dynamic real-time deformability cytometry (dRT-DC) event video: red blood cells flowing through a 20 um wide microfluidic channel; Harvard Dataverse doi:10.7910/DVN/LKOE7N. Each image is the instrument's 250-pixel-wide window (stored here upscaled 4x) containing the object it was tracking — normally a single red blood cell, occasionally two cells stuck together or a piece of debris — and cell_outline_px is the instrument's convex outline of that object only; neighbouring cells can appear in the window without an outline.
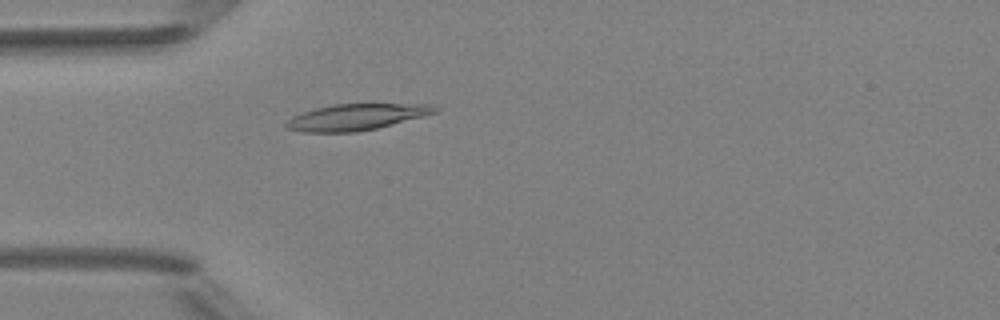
{"species": "Egyptian fruit bat (a non-hibernating species)", "species_latin": "Rousettus aegyptiacus", "temperature_condition": "room temperature", "stored_images_in_passage": 4, "camera_frame_rate_fps": 3000, "um_per_image_px": 0.085, "animal": {"sex": "female"}, "frame": {"image": 1, "passage_image": 4, "time_ms": 4.333, "image_size_px": [1000, 320], "cell_outline_px": [[440, 108], [436, 112], [424, 116], [376, 128], [356, 132], [300, 132], [284, 128], [284, 124], [292, 116], [300, 112], [332, 104], [432, 104]], "centroid_in_image_um": [30.24, 9.94], "position_along_channel_um": 54.8, "area_um2": 22.83}}